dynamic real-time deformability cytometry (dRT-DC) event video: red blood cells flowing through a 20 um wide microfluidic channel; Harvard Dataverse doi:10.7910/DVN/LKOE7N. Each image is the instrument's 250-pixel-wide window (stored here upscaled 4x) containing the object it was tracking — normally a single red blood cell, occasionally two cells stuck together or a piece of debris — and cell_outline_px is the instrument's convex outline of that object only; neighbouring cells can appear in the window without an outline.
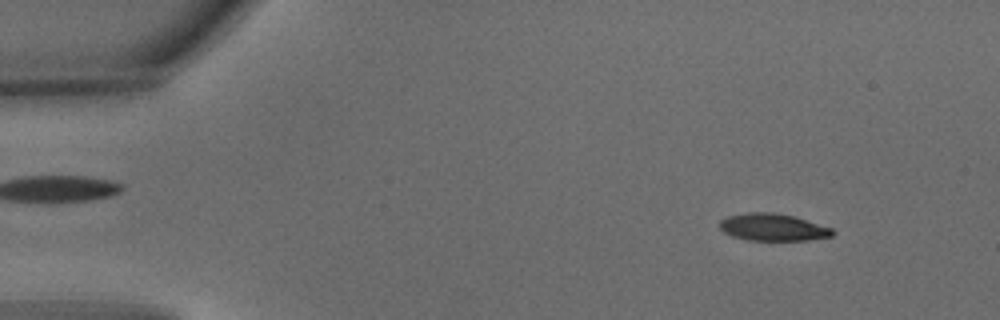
{"species": "common noctule bat (a hibernating species)", "species_latin": "Nyctalus noctula", "temperature_condition": "warm", "stored_images_in_passage": 4, "camera_frame_rate_fps": 3000, "um_per_image_px": 0.085, "animal": {"sex": "male", "body_mass_g": 15.6}, "frame": {"image": 1, "passage_image": 1, "time_ms": 0.0, "image_size_px": [1000, 320], "cell_outline_px": [[836, 232], [832, 236], [808, 240], [748, 240], [732, 236], [724, 232], [720, 228], [720, 220], [728, 216], [748, 212], [772, 212], [792, 216], [832, 228]], "centroid_in_image_um": [65.69, 19.32], "position_along_channel_um": 19.3, "area_um2": 17.74}}
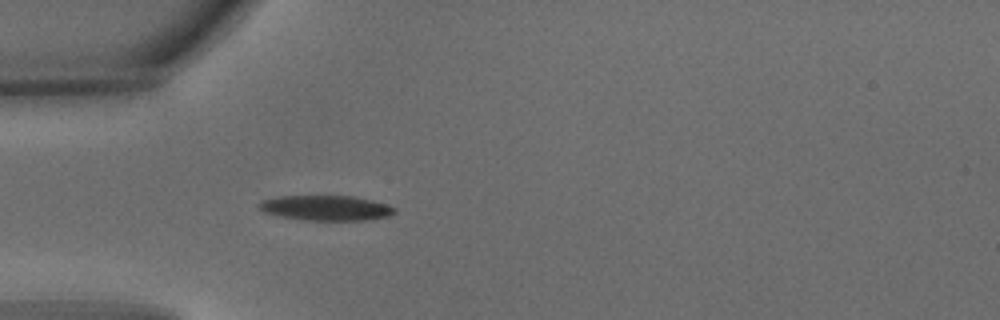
{"frame": {"image": 2, "passage_image": 4, "time_ms": 1.0, "image_size_px": [1000, 320], "cell_outline_px": [[396, 212], [388, 216], [368, 220], [308, 220], [280, 216], [264, 212], [256, 204], [260, 200], [276, 196], [356, 196], [388, 204], [396, 208]], "centroid_in_image_um": [27.71, 17.66], "position_along_channel_um": 57.3, "area_um2": 19.94}}